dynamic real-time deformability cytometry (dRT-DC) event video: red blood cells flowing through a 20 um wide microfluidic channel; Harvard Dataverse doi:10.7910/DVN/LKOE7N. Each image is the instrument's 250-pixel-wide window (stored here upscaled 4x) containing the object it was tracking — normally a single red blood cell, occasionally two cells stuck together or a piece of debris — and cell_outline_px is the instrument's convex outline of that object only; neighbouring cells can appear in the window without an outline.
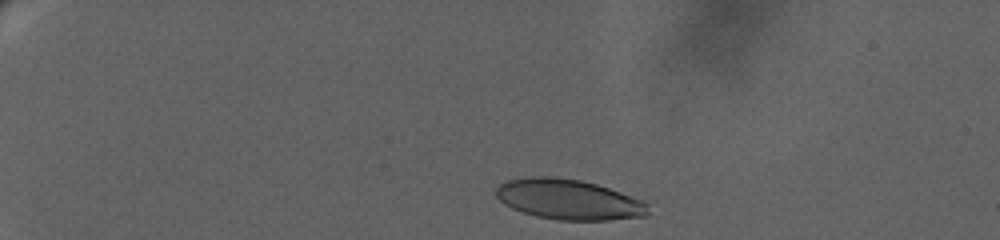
{"species": "human", "species_latin": "Homo sapiens", "temperature_condition": "warm", "stored_images_in_passage": 51, "camera_frame_rate_fps": 3000, "um_per_image_px": 0.085, "donor": {"sex": "female"}, "frame": {"image": 1, "passage_image": 3, "time_ms": 0.667, "image_size_px": [1000, 240], "cell_outline_px": [[648, 216], [608, 220], [556, 220], [536, 216], [512, 208], [504, 204], [496, 196], [496, 188], [500, 184], [508, 180], [532, 176], [548, 176], [580, 180], [596, 184], [608, 188], [640, 200], [648, 204]], "centroid_in_image_um": [48.31, 16.96], "position_along_channel_um": 36.7, "area_um2": 35.43}}
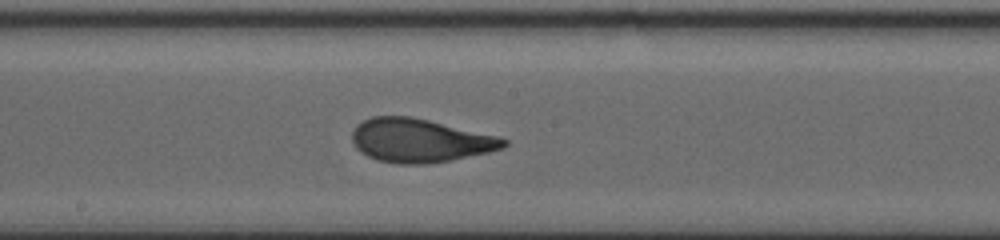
{"frame": {"image": 2, "passage_image": 27, "time_ms": 9.667, "image_size_px": [1000, 240], "cell_outline_px": [[508, 144], [504, 148], [488, 152], [428, 164], [400, 164], [376, 160], [360, 152], [356, 148], [352, 140], [352, 132], [356, 124], [372, 116], [408, 116], [428, 120], [500, 136], [508, 140]], "centroid_in_image_um": [35.68, 11.94], "position_along_channel_um": 212.5, "area_um2": 38.49}}
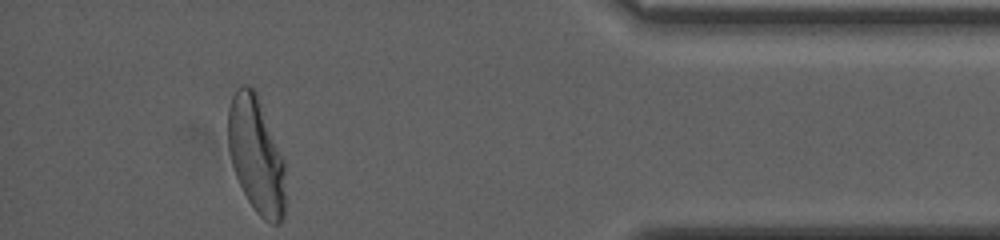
{"frame": {"image": 3, "passage_image": 51, "time_ms": 17.333, "image_size_px": [1000, 240], "cell_outline_px": [[284, 216], [280, 224], [272, 224], [264, 220], [256, 212], [248, 200], [236, 176], [232, 164], [228, 148], [228, 108], [232, 96], [236, 88], [240, 84], [248, 84], [256, 92], [284, 160]], "centroid_in_image_um": [21.76, 13.17], "position_along_channel_um": 413.4, "area_um2": 38.73}, "authors_computed_cell_mechanics": {"area_um2": 37.7434, "velocity_mm_per_s": 3.0481, "shape_relaxation_time_tau1_ms": 5.58, "shape_relaxation_time_tau2_ms": 0.9906, "deformation_change_tau1": 0.2205, "deformation_change_tau2": 0.0818}}